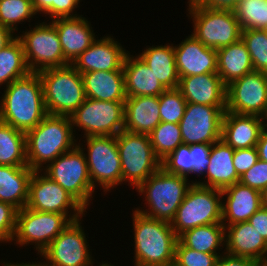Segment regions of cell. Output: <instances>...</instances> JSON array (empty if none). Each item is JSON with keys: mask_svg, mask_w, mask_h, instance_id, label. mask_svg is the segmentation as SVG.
Returning a JSON list of instances; mask_svg holds the SVG:
<instances>
[{"mask_svg": "<svg viewBox=\"0 0 267 266\" xmlns=\"http://www.w3.org/2000/svg\"><path fill=\"white\" fill-rule=\"evenodd\" d=\"M226 106L187 103L179 122L183 144H213L221 139Z\"/></svg>", "mask_w": 267, "mask_h": 266, "instance_id": "2e32d148", "label": "cell"}, {"mask_svg": "<svg viewBox=\"0 0 267 266\" xmlns=\"http://www.w3.org/2000/svg\"><path fill=\"white\" fill-rule=\"evenodd\" d=\"M178 240L193 250L220 254L219 250L225 248V226L222 223L198 226L180 234Z\"/></svg>", "mask_w": 267, "mask_h": 266, "instance_id": "1f68e13d", "label": "cell"}, {"mask_svg": "<svg viewBox=\"0 0 267 266\" xmlns=\"http://www.w3.org/2000/svg\"><path fill=\"white\" fill-rule=\"evenodd\" d=\"M124 102L86 98L70 116L72 127L88 136H117L124 130ZM79 128V129H77Z\"/></svg>", "mask_w": 267, "mask_h": 266, "instance_id": "4fadbf2b", "label": "cell"}, {"mask_svg": "<svg viewBox=\"0 0 267 266\" xmlns=\"http://www.w3.org/2000/svg\"><path fill=\"white\" fill-rule=\"evenodd\" d=\"M190 145L181 144L161 161V167L168 173L189 178Z\"/></svg>", "mask_w": 267, "mask_h": 266, "instance_id": "b9f144b4", "label": "cell"}, {"mask_svg": "<svg viewBox=\"0 0 267 266\" xmlns=\"http://www.w3.org/2000/svg\"><path fill=\"white\" fill-rule=\"evenodd\" d=\"M134 266H173L178 236L166 221L132 210Z\"/></svg>", "mask_w": 267, "mask_h": 266, "instance_id": "3957f363", "label": "cell"}, {"mask_svg": "<svg viewBox=\"0 0 267 266\" xmlns=\"http://www.w3.org/2000/svg\"><path fill=\"white\" fill-rule=\"evenodd\" d=\"M217 61V74L226 86L254 71L250 54L242 39L217 49Z\"/></svg>", "mask_w": 267, "mask_h": 266, "instance_id": "4dcf8cb0", "label": "cell"}, {"mask_svg": "<svg viewBox=\"0 0 267 266\" xmlns=\"http://www.w3.org/2000/svg\"><path fill=\"white\" fill-rule=\"evenodd\" d=\"M0 165L28 166L26 134L0 121Z\"/></svg>", "mask_w": 267, "mask_h": 266, "instance_id": "d6a6232c", "label": "cell"}, {"mask_svg": "<svg viewBox=\"0 0 267 266\" xmlns=\"http://www.w3.org/2000/svg\"><path fill=\"white\" fill-rule=\"evenodd\" d=\"M177 89L187 103L226 106L227 86L217 73L180 77Z\"/></svg>", "mask_w": 267, "mask_h": 266, "instance_id": "603a6c76", "label": "cell"}, {"mask_svg": "<svg viewBox=\"0 0 267 266\" xmlns=\"http://www.w3.org/2000/svg\"><path fill=\"white\" fill-rule=\"evenodd\" d=\"M84 139L83 143L87 148L80 143L81 138L77 143L84 151L92 186L95 189L99 185L104 194H107L111 188L114 189L122 184L121 160L116 136H88Z\"/></svg>", "mask_w": 267, "mask_h": 266, "instance_id": "9c48e42d", "label": "cell"}, {"mask_svg": "<svg viewBox=\"0 0 267 266\" xmlns=\"http://www.w3.org/2000/svg\"><path fill=\"white\" fill-rule=\"evenodd\" d=\"M16 37V33H14L11 29L0 25V51L9 45Z\"/></svg>", "mask_w": 267, "mask_h": 266, "instance_id": "816d5d0a", "label": "cell"}, {"mask_svg": "<svg viewBox=\"0 0 267 266\" xmlns=\"http://www.w3.org/2000/svg\"><path fill=\"white\" fill-rule=\"evenodd\" d=\"M188 18L193 21L192 35L213 49L228 46L241 39V27L233 9L211 8L188 0Z\"/></svg>", "mask_w": 267, "mask_h": 266, "instance_id": "8992f818", "label": "cell"}, {"mask_svg": "<svg viewBox=\"0 0 267 266\" xmlns=\"http://www.w3.org/2000/svg\"><path fill=\"white\" fill-rule=\"evenodd\" d=\"M2 242H3V243H4V242L6 243V241L0 236V243H2Z\"/></svg>", "mask_w": 267, "mask_h": 266, "instance_id": "6f0895ef", "label": "cell"}, {"mask_svg": "<svg viewBox=\"0 0 267 266\" xmlns=\"http://www.w3.org/2000/svg\"><path fill=\"white\" fill-rule=\"evenodd\" d=\"M259 160L256 147L234 150L233 164L237 175L241 177Z\"/></svg>", "mask_w": 267, "mask_h": 266, "instance_id": "bcb514c9", "label": "cell"}, {"mask_svg": "<svg viewBox=\"0 0 267 266\" xmlns=\"http://www.w3.org/2000/svg\"><path fill=\"white\" fill-rule=\"evenodd\" d=\"M264 127L267 128V113H266V115L264 116Z\"/></svg>", "mask_w": 267, "mask_h": 266, "instance_id": "9f6ffc18", "label": "cell"}, {"mask_svg": "<svg viewBox=\"0 0 267 266\" xmlns=\"http://www.w3.org/2000/svg\"><path fill=\"white\" fill-rule=\"evenodd\" d=\"M70 116L47 115L26 134V159L33 171H41L78 144ZM45 165V166H44Z\"/></svg>", "mask_w": 267, "mask_h": 266, "instance_id": "7a4b0ae2", "label": "cell"}, {"mask_svg": "<svg viewBox=\"0 0 267 266\" xmlns=\"http://www.w3.org/2000/svg\"><path fill=\"white\" fill-rule=\"evenodd\" d=\"M0 98V121L25 133L48 115L38 73L13 81Z\"/></svg>", "mask_w": 267, "mask_h": 266, "instance_id": "6da1fadb", "label": "cell"}, {"mask_svg": "<svg viewBox=\"0 0 267 266\" xmlns=\"http://www.w3.org/2000/svg\"><path fill=\"white\" fill-rule=\"evenodd\" d=\"M41 171L88 210L96 189L89 177L84 151L78 145L47 164Z\"/></svg>", "mask_w": 267, "mask_h": 266, "instance_id": "30bf717a", "label": "cell"}, {"mask_svg": "<svg viewBox=\"0 0 267 266\" xmlns=\"http://www.w3.org/2000/svg\"><path fill=\"white\" fill-rule=\"evenodd\" d=\"M239 182L262 192L267 187V162L259 159L240 177Z\"/></svg>", "mask_w": 267, "mask_h": 266, "instance_id": "ee69618b", "label": "cell"}, {"mask_svg": "<svg viewBox=\"0 0 267 266\" xmlns=\"http://www.w3.org/2000/svg\"><path fill=\"white\" fill-rule=\"evenodd\" d=\"M248 222L267 242V208L262 206L249 218Z\"/></svg>", "mask_w": 267, "mask_h": 266, "instance_id": "c3c4849f", "label": "cell"}, {"mask_svg": "<svg viewBox=\"0 0 267 266\" xmlns=\"http://www.w3.org/2000/svg\"><path fill=\"white\" fill-rule=\"evenodd\" d=\"M263 128L262 117L225 111L221 139L234 150L256 147Z\"/></svg>", "mask_w": 267, "mask_h": 266, "instance_id": "cb8c5ba5", "label": "cell"}, {"mask_svg": "<svg viewBox=\"0 0 267 266\" xmlns=\"http://www.w3.org/2000/svg\"><path fill=\"white\" fill-rule=\"evenodd\" d=\"M153 71L165 89H175L179 84V74L175 62L174 45H153L145 47L138 55Z\"/></svg>", "mask_w": 267, "mask_h": 266, "instance_id": "f546056e", "label": "cell"}, {"mask_svg": "<svg viewBox=\"0 0 267 266\" xmlns=\"http://www.w3.org/2000/svg\"><path fill=\"white\" fill-rule=\"evenodd\" d=\"M86 98L100 101L125 102V78L123 69L90 71L81 74Z\"/></svg>", "mask_w": 267, "mask_h": 266, "instance_id": "4316f807", "label": "cell"}, {"mask_svg": "<svg viewBox=\"0 0 267 266\" xmlns=\"http://www.w3.org/2000/svg\"><path fill=\"white\" fill-rule=\"evenodd\" d=\"M130 53H127L123 64L127 97L160 96L166 89L138 54L135 57Z\"/></svg>", "mask_w": 267, "mask_h": 266, "instance_id": "83f0119b", "label": "cell"}, {"mask_svg": "<svg viewBox=\"0 0 267 266\" xmlns=\"http://www.w3.org/2000/svg\"><path fill=\"white\" fill-rule=\"evenodd\" d=\"M179 77L217 73V50L209 48L192 34L174 46Z\"/></svg>", "mask_w": 267, "mask_h": 266, "instance_id": "d6986e66", "label": "cell"}, {"mask_svg": "<svg viewBox=\"0 0 267 266\" xmlns=\"http://www.w3.org/2000/svg\"><path fill=\"white\" fill-rule=\"evenodd\" d=\"M262 206L267 208V187L261 192Z\"/></svg>", "mask_w": 267, "mask_h": 266, "instance_id": "db71d44e", "label": "cell"}, {"mask_svg": "<svg viewBox=\"0 0 267 266\" xmlns=\"http://www.w3.org/2000/svg\"><path fill=\"white\" fill-rule=\"evenodd\" d=\"M29 73L22 43L16 37L0 51V86L6 87Z\"/></svg>", "mask_w": 267, "mask_h": 266, "instance_id": "836d02e7", "label": "cell"}, {"mask_svg": "<svg viewBox=\"0 0 267 266\" xmlns=\"http://www.w3.org/2000/svg\"><path fill=\"white\" fill-rule=\"evenodd\" d=\"M158 98L161 121L179 124L187 105L181 92L177 88L166 89Z\"/></svg>", "mask_w": 267, "mask_h": 266, "instance_id": "f35d334b", "label": "cell"}, {"mask_svg": "<svg viewBox=\"0 0 267 266\" xmlns=\"http://www.w3.org/2000/svg\"><path fill=\"white\" fill-rule=\"evenodd\" d=\"M198 4L211 8L233 9L239 0H195Z\"/></svg>", "mask_w": 267, "mask_h": 266, "instance_id": "681fc988", "label": "cell"}, {"mask_svg": "<svg viewBox=\"0 0 267 266\" xmlns=\"http://www.w3.org/2000/svg\"><path fill=\"white\" fill-rule=\"evenodd\" d=\"M148 135L154 153L160 161L183 144L180 126L177 123L161 121Z\"/></svg>", "mask_w": 267, "mask_h": 266, "instance_id": "e575fe53", "label": "cell"}, {"mask_svg": "<svg viewBox=\"0 0 267 266\" xmlns=\"http://www.w3.org/2000/svg\"><path fill=\"white\" fill-rule=\"evenodd\" d=\"M225 252L255 260L260 265L267 262V242L250 222H239L225 227Z\"/></svg>", "mask_w": 267, "mask_h": 266, "instance_id": "44dd1931", "label": "cell"}, {"mask_svg": "<svg viewBox=\"0 0 267 266\" xmlns=\"http://www.w3.org/2000/svg\"><path fill=\"white\" fill-rule=\"evenodd\" d=\"M261 207V192L240 182L222 190V224L225 227L248 221Z\"/></svg>", "mask_w": 267, "mask_h": 266, "instance_id": "7402d4cb", "label": "cell"}, {"mask_svg": "<svg viewBox=\"0 0 267 266\" xmlns=\"http://www.w3.org/2000/svg\"><path fill=\"white\" fill-rule=\"evenodd\" d=\"M81 0H32L36 14L49 15V19L81 16L76 14ZM75 13V14H74Z\"/></svg>", "mask_w": 267, "mask_h": 266, "instance_id": "ab89813d", "label": "cell"}, {"mask_svg": "<svg viewBox=\"0 0 267 266\" xmlns=\"http://www.w3.org/2000/svg\"><path fill=\"white\" fill-rule=\"evenodd\" d=\"M38 74L47 114L71 116L86 100L82 75L72 65L46 69Z\"/></svg>", "mask_w": 267, "mask_h": 266, "instance_id": "5b68a950", "label": "cell"}, {"mask_svg": "<svg viewBox=\"0 0 267 266\" xmlns=\"http://www.w3.org/2000/svg\"><path fill=\"white\" fill-rule=\"evenodd\" d=\"M193 183L194 180L168 173L160 167L135 189L140 196H144L143 201H146L144 204L148 208L134 210L146 217L171 223Z\"/></svg>", "mask_w": 267, "mask_h": 266, "instance_id": "277c9868", "label": "cell"}, {"mask_svg": "<svg viewBox=\"0 0 267 266\" xmlns=\"http://www.w3.org/2000/svg\"><path fill=\"white\" fill-rule=\"evenodd\" d=\"M35 15L32 0H0V25L14 33L18 32V24L30 22Z\"/></svg>", "mask_w": 267, "mask_h": 266, "instance_id": "8d00e7d4", "label": "cell"}, {"mask_svg": "<svg viewBox=\"0 0 267 266\" xmlns=\"http://www.w3.org/2000/svg\"><path fill=\"white\" fill-rule=\"evenodd\" d=\"M254 71L267 73V30L247 29L241 31Z\"/></svg>", "mask_w": 267, "mask_h": 266, "instance_id": "74e56055", "label": "cell"}, {"mask_svg": "<svg viewBox=\"0 0 267 266\" xmlns=\"http://www.w3.org/2000/svg\"><path fill=\"white\" fill-rule=\"evenodd\" d=\"M97 266H114V265L111 264V263H109V262L104 263V262L102 261V263H101L100 265L97 264Z\"/></svg>", "mask_w": 267, "mask_h": 266, "instance_id": "11a10c76", "label": "cell"}, {"mask_svg": "<svg viewBox=\"0 0 267 266\" xmlns=\"http://www.w3.org/2000/svg\"><path fill=\"white\" fill-rule=\"evenodd\" d=\"M211 144H191L189 155V174H196L197 177L204 176L207 166L210 163L209 156Z\"/></svg>", "mask_w": 267, "mask_h": 266, "instance_id": "7bdbcfd3", "label": "cell"}, {"mask_svg": "<svg viewBox=\"0 0 267 266\" xmlns=\"http://www.w3.org/2000/svg\"><path fill=\"white\" fill-rule=\"evenodd\" d=\"M259 159L267 162V128L264 127L256 144Z\"/></svg>", "mask_w": 267, "mask_h": 266, "instance_id": "f907efd6", "label": "cell"}, {"mask_svg": "<svg viewBox=\"0 0 267 266\" xmlns=\"http://www.w3.org/2000/svg\"><path fill=\"white\" fill-rule=\"evenodd\" d=\"M214 266H261L255 260L230 255L225 252L218 257Z\"/></svg>", "mask_w": 267, "mask_h": 266, "instance_id": "7dc6e473", "label": "cell"}, {"mask_svg": "<svg viewBox=\"0 0 267 266\" xmlns=\"http://www.w3.org/2000/svg\"><path fill=\"white\" fill-rule=\"evenodd\" d=\"M158 96L127 97L124 102V130L149 134L160 122Z\"/></svg>", "mask_w": 267, "mask_h": 266, "instance_id": "484cf974", "label": "cell"}, {"mask_svg": "<svg viewBox=\"0 0 267 266\" xmlns=\"http://www.w3.org/2000/svg\"><path fill=\"white\" fill-rule=\"evenodd\" d=\"M233 154L234 149L222 139L213 143L209 156L210 163L204 175L206 181H197L195 179V183L223 190L239 182L240 177L237 175L233 164Z\"/></svg>", "mask_w": 267, "mask_h": 266, "instance_id": "d4e9b609", "label": "cell"}, {"mask_svg": "<svg viewBox=\"0 0 267 266\" xmlns=\"http://www.w3.org/2000/svg\"><path fill=\"white\" fill-rule=\"evenodd\" d=\"M81 219L71 222L40 254L48 266H93ZM89 248V249H88Z\"/></svg>", "mask_w": 267, "mask_h": 266, "instance_id": "9a60e30c", "label": "cell"}, {"mask_svg": "<svg viewBox=\"0 0 267 266\" xmlns=\"http://www.w3.org/2000/svg\"><path fill=\"white\" fill-rule=\"evenodd\" d=\"M49 22V23H47ZM39 22L17 38L21 41L24 57L31 73L70 65L64 58L57 30L50 22Z\"/></svg>", "mask_w": 267, "mask_h": 266, "instance_id": "8fae6325", "label": "cell"}, {"mask_svg": "<svg viewBox=\"0 0 267 266\" xmlns=\"http://www.w3.org/2000/svg\"><path fill=\"white\" fill-rule=\"evenodd\" d=\"M222 223V190L193 183L178 207L171 227L179 236L186 230Z\"/></svg>", "mask_w": 267, "mask_h": 266, "instance_id": "ba28073f", "label": "cell"}, {"mask_svg": "<svg viewBox=\"0 0 267 266\" xmlns=\"http://www.w3.org/2000/svg\"><path fill=\"white\" fill-rule=\"evenodd\" d=\"M121 160L122 184L136 189L161 167L154 153L149 135L122 130L116 136Z\"/></svg>", "mask_w": 267, "mask_h": 266, "instance_id": "52a82bcc", "label": "cell"}, {"mask_svg": "<svg viewBox=\"0 0 267 266\" xmlns=\"http://www.w3.org/2000/svg\"><path fill=\"white\" fill-rule=\"evenodd\" d=\"M33 172L28 166L0 165V201L14 206L18 211L26 207Z\"/></svg>", "mask_w": 267, "mask_h": 266, "instance_id": "f1b7e54d", "label": "cell"}, {"mask_svg": "<svg viewBox=\"0 0 267 266\" xmlns=\"http://www.w3.org/2000/svg\"><path fill=\"white\" fill-rule=\"evenodd\" d=\"M18 210L7 203L0 201V236L10 243L13 240Z\"/></svg>", "mask_w": 267, "mask_h": 266, "instance_id": "f6af8a7d", "label": "cell"}, {"mask_svg": "<svg viewBox=\"0 0 267 266\" xmlns=\"http://www.w3.org/2000/svg\"><path fill=\"white\" fill-rule=\"evenodd\" d=\"M26 208L64 214L72 222L87 214L86 209L73 196L42 171H34L30 178Z\"/></svg>", "mask_w": 267, "mask_h": 266, "instance_id": "5bb4252c", "label": "cell"}, {"mask_svg": "<svg viewBox=\"0 0 267 266\" xmlns=\"http://www.w3.org/2000/svg\"><path fill=\"white\" fill-rule=\"evenodd\" d=\"M226 111L264 118L267 113V73L252 71L227 86Z\"/></svg>", "mask_w": 267, "mask_h": 266, "instance_id": "e0dca14e", "label": "cell"}, {"mask_svg": "<svg viewBox=\"0 0 267 266\" xmlns=\"http://www.w3.org/2000/svg\"><path fill=\"white\" fill-rule=\"evenodd\" d=\"M129 51L112 35L96 39L74 61L72 66L80 73L90 71H112L123 69L125 57Z\"/></svg>", "mask_w": 267, "mask_h": 266, "instance_id": "ac0fdd59", "label": "cell"}, {"mask_svg": "<svg viewBox=\"0 0 267 266\" xmlns=\"http://www.w3.org/2000/svg\"><path fill=\"white\" fill-rule=\"evenodd\" d=\"M10 262V263H9ZM9 262H7L6 261V263H5V261L1 264V265H3V266H48L47 265V263L45 262V260L44 261H35V263L32 261V263L29 261V262H26V263H24V262H21V263H13L12 261H9Z\"/></svg>", "mask_w": 267, "mask_h": 266, "instance_id": "f5cc1de1", "label": "cell"}, {"mask_svg": "<svg viewBox=\"0 0 267 266\" xmlns=\"http://www.w3.org/2000/svg\"><path fill=\"white\" fill-rule=\"evenodd\" d=\"M221 254L205 253L184 246L179 240L175 247L173 266H214Z\"/></svg>", "mask_w": 267, "mask_h": 266, "instance_id": "60d3db41", "label": "cell"}, {"mask_svg": "<svg viewBox=\"0 0 267 266\" xmlns=\"http://www.w3.org/2000/svg\"><path fill=\"white\" fill-rule=\"evenodd\" d=\"M72 221L64 214L22 208L17 212L12 242L18 247L34 245L40 255Z\"/></svg>", "mask_w": 267, "mask_h": 266, "instance_id": "7c38bea8", "label": "cell"}, {"mask_svg": "<svg viewBox=\"0 0 267 266\" xmlns=\"http://www.w3.org/2000/svg\"><path fill=\"white\" fill-rule=\"evenodd\" d=\"M82 16L55 18L50 21L57 30L64 58L70 65L98 38L91 22Z\"/></svg>", "mask_w": 267, "mask_h": 266, "instance_id": "ffe728a7", "label": "cell"}, {"mask_svg": "<svg viewBox=\"0 0 267 266\" xmlns=\"http://www.w3.org/2000/svg\"><path fill=\"white\" fill-rule=\"evenodd\" d=\"M242 30H267V0H243L233 8Z\"/></svg>", "mask_w": 267, "mask_h": 266, "instance_id": "d590c367", "label": "cell"}]
</instances>
